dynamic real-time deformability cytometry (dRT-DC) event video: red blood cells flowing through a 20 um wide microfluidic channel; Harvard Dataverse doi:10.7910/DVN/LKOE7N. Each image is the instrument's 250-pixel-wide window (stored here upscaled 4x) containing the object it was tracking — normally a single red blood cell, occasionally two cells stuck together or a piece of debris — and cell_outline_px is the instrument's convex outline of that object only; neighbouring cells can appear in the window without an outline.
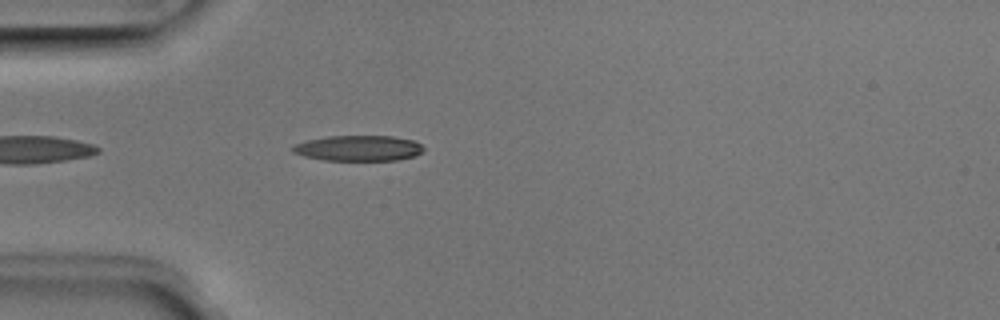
{"species": "Egyptian fruit bat (a non-hibernating species)", "species_latin": "Rousettus aegyptiacus", "temperature_condition": "room temperature", "stored_images_in_passage": 3, "camera_frame_rate_fps": 3000, "um_per_image_px": 0.085, "animal": {"sex": "male"}, "frame": {"image": 1, "passage_image": 3, "time_ms": 0.667, "image_size_px": [1000, 320], "cell_outline_px": [[424, 152], [416, 156], [396, 160], [324, 160], [304, 156], [292, 152], [292, 144], [308, 140], [328, 136], [392, 136], [412, 140], [420, 144], [424, 148]], "centroid_in_image_um": [30.47, 12.6], "position_along_channel_um": 54.5, "area_um2": 19.54}}